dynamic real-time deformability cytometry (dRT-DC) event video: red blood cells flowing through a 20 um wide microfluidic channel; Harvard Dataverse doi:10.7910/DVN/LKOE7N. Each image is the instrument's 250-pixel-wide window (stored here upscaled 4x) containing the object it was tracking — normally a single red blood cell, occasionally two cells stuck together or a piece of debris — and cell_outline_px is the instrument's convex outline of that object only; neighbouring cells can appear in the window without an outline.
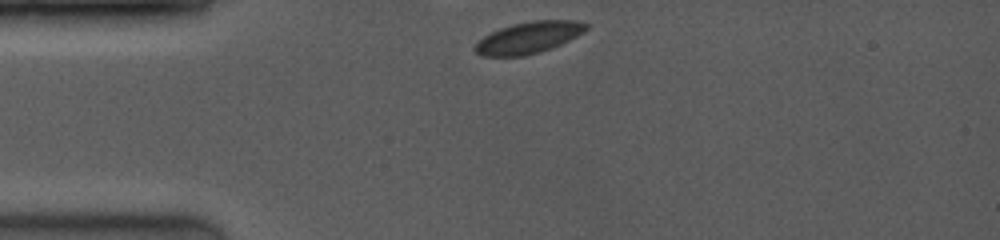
{"species": "common noctule bat (a hibernating species)", "species_latin": "Nyctalus noctula", "temperature_condition": "room temperature", "stored_images_in_passage": 7, "camera_frame_rate_fps": 4000, "um_per_image_px": 0.085, "animal": {"sex": "female", "body_mass_g": 19.0, "forearm_length_mm": 53.3}, "frame": {"image": 1, "passage_image": 1, "time_ms": 0.0, "image_size_px": [1000, 240], "cell_outline_px": [[588, 28], [584, 32], [552, 48], [540, 52], [524, 56], [484, 56], [476, 52], [472, 48], [484, 36], [500, 28], [512, 24], [532, 20], [572, 20], [588, 24]], "centroid_in_image_um": [44.93, 3.19], "position_along_channel_um": 40.1, "area_um2": 20.35}}